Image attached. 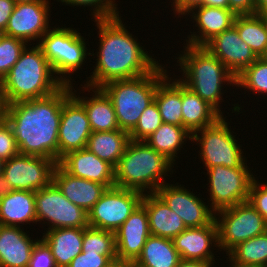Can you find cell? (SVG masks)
Here are the masks:
<instances>
[{
    "label": "cell",
    "instance_id": "1",
    "mask_svg": "<svg viewBox=\"0 0 267 267\" xmlns=\"http://www.w3.org/2000/svg\"><path fill=\"white\" fill-rule=\"evenodd\" d=\"M122 15L113 18L92 20L98 29L99 47L90 56L95 57V66L84 82L86 86L101 88L110 81L132 79L151 73L159 64L154 54L145 51L137 36L126 29ZM124 23V24H123ZM154 57V58H153ZM92 74V75H91Z\"/></svg>",
    "mask_w": 267,
    "mask_h": 267
},
{
    "label": "cell",
    "instance_id": "2",
    "mask_svg": "<svg viewBox=\"0 0 267 267\" xmlns=\"http://www.w3.org/2000/svg\"><path fill=\"white\" fill-rule=\"evenodd\" d=\"M71 85L38 99L6 105L4 119L11 126L19 154L44 157L58 164V132L63 102Z\"/></svg>",
    "mask_w": 267,
    "mask_h": 267
},
{
    "label": "cell",
    "instance_id": "3",
    "mask_svg": "<svg viewBox=\"0 0 267 267\" xmlns=\"http://www.w3.org/2000/svg\"><path fill=\"white\" fill-rule=\"evenodd\" d=\"M184 45V49L174 58L177 59L176 66H180L178 70L181 69L179 72L183 75L174 77H179L180 82L224 116L225 112L221 108L223 96L226 87H235L236 77L206 47Z\"/></svg>",
    "mask_w": 267,
    "mask_h": 267
},
{
    "label": "cell",
    "instance_id": "4",
    "mask_svg": "<svg viewBox=\"0 0 267 267\" xmlns=\"http://www.w3.org/2000/svg\"><path fill=\"white\" fill-rule=\"evenodd\" d=\"M34 44L36 43L24 49L18 61L0 82L6 105L46 97L63 86L42 49Z\"/></svg>",
    "mask_w": 267,
    "mask_h": 267
},
{
    "label": "cell",
    "instance_id": "5",
    "mask_svg": "<svg viewBox=\"0 0 267 267\" xmlns=\"http://www.w3.org/2000/svg\"><path fill=\"white\" fill-rule=\"evenodd\" d=\"M174 164L145 141L130 140L115 167V186L155 193L172 177ZM171 176H170V175Z\"/></svg>",
    "mask_w": 267,
    "mask_h": 267
},
{
    "label": "cell",
    "instance_id": "6",
    "mask_svg": "<svg viewBox=\"0 0 267 267\" xmlns=\"http://www.w3.org/2000/svg\"><path fill=\"white\" fill-rule=\"evenodd\" d=\"M167 67L161 63L146 75L110 81L101 87L113 104L120 130L130 133L135 128L142 112L154 101L157 85L169 72Z\"/></svg>",
    "mask_w": 267,
    "mask_h": 267
},
{
    "label": "cell",
    "instance_id": "7",
    "mask_svg": "<svg viewBox=\"0 0 267 267\" xmlns=\"http://www.w3.org/2000/svg\"><path fill=\"white\" fill-rule=\"evenodd\" d=\"M57 26L50 28L37 45L42 49L55 76L63 85H73L77 83L74 79L72 80L73 73H79L78 71L83 69L85 63H88L87 59H90L87 56L89 57L91 51L86 47L89 43L85 41L86 38L79 30L71 26L68 28Z\"/></svg>",
    "mask_w": 267,
    "mask_h": 267
},
{
    "label": "cell",
    "instance_id": "8",
    "mask_svg": "<svg viewBox=\"0 0 267 267\" xmlns=\"http://www.w3.org/2000/svg\"><path fill=\"white\" fill-rule=\"evenodd\" d=\"M226 117L228 116L225 114V117L221 116L213 125L192 134L191 142H196L195 146L199 145L197 156L205 169L214 166L235 168L247 159L244 149H241L242 145L239 144L242 141H239L238 137V140L236 139V133L231 130V125L227 122L229 119Z\"/></svg>",
    "mask_w": 267,
    "mask_h": 267
},
{
    "label": "cell",
    "instance_id": "9",
    "mask_svg": "<svg viewBox=\"0 0 267 267\" xmlns=\"http://www.w3.org/2000/svg\"><path fill=\"white\" fill-rule=\"evenodd\" d=\"M247 162L246 159L239 167L235 168L214 166L204 172L206 176L208 175V184L206 185L209 187L207 191H209L210 198L207 203L210 204L209 206L214 213L248 201L250 186L255 174Z\"/></svg>",
    "mask_w": 267,
    "mask_h": 267
},
{
    "label": "cell",
    "instance_id": "10",
    "mask_svg": "<svg viewBox=\"0 0 267 267\" xmlns=\"http://www.w3.org/2000/svg\"><path fill=\"white\" fill-rule=\"evenodd\" d=\"M219 251L226 255L238 244L267 231V222L248 202L215 213Z\"/></svg>",
    "mask_w": 267,
    "mask_h": 267
},
{
    "label": "cell",
    "instance_id": "11",
    "mask_svg": "<svg viewBox=\"0 0 267 267\" xmlns=\"http://www.w3.org/2000/svg\"><path fill=\"white\" fill-rule=\"evenodd\" d=\"M37 223L44 228H86L88 213L70 202L52 181L48 186L35 191ZM46 225H45V224Z\"/></svg>",
    "mask_w": 267,
    "mask_h": 267
},
{
    "label": "cell",
    "instance_id": "12",
    "mask_svg": "<svg viewBox=\"0 0 267 267\" xmlns=\"http://www.w3.org/2000/svg\"><path fill=\"white\" fill-rule=\"evenodd\" d=\"M56 165L51 159L18 154L4 161L0 189L38 191L53 181Z\"/></svg>",
    "mask_w": 267,
    "mask_h": 267
},
{
    "label": "cell",
    "instance_id": "13",
    "mask_svg": "<svg viewBox=\"0 0 267 267\" xmlns=\"http://www.w3.org/2000/svg\"><path fill=\"white\" fill-rule=\"evenodd\" d=\"M143 196L144 193L133 189L107 188L88 212L89 226L116 232L141 204Z\"/></svg>",
    "mask_w": 267,
    "mask_h": 267
},
{
    "label": "cell",
    "instance_id": "14",
    "mask_svg": "<svg viewBox=\"0 0 267 267\" xmlns=\"http://www.w3.org/2000/svg\"><path fill=\"white\" fill-rule=\"evenodd\" d=\"M50 1L37 0L16 3L2 34L20 39L29 45H32L33 41L38 44L42 36L52 28L50 5L54 3H50Z\"/></svg>",
    "mask_w": 267,
    "mask_h": 267
},
{
    "label": "cell",
    "instance_id": "15",
    "mask_svg": "<svg viewBox=\"0 0 267 267\" xmlns=\"http://www.w3.org/2000/svg\"><path fill=\"white\" fill-rule=\"evenodd\" d=\"M174 183H164L155 193L181 218L187 228L210 224L215 219V213L208 203L203 201L205 198L199 196L200 193H193V189L191 191L185 188V185H179V182Z\"/></svg>",
    "mask_w": 267,
    "mask_h": 267
},
{
    "label": "cell",
    "instance_id": "16",
    "mask_svg": "<svg viewBox=\"0 0 267 267\" xmlns=\"http://www.w3.org/2000/svg\"><path fill=\"white\" fill-rule=\"evenodd\" d=\"M91 133L84 107L70 95L62 105L58 132V163L68 152L86 148Z\"/></svg>",
    "mask_w": 267,
    "mask_h": 267
},
{
    "label": "cell",
    "instance_id": "17",
    "mask_svg": "<svg viewBox=\"0 0 267 267\" xmlns=\"http://www.w3.org/2000/svg\"><path fill=\"white\" fill-rule=\"evenodd\" d=\"M150 235L148 214L140 204L115 232L117 260L133 264Z\"/></svg>",
    "mask_w": 267,
    "mask_h": 267
},
{
    "label": "cell",
    "instance_id": "18",
    "mask_svg": "<svg viewBox=\"0 0 267 267\" xmlns=\"http://www.w3.org/2000/svg\"><path fill=\"white\" fill-rule=\"evenodd\" d=\"M204 47L221 60L235 77L258 59L250 46L242 41L234 25L215 36Z\"/></svg>",
    "mask_w": 267,
    "mask_h": 267
},
{
    "label": "cell",
    "instance_id": "19",
    "mask_svg": "<svg viewBox=\"0 0 267 267\" xmlns=\"http://www.w3.org/2000/svg\"><path fill=\"white\" fill-rule=\"evenodd\" d=\"M173 242L181 259L216 262L214 255L219 252L216 220L206 226L186 228ZM214 250L218 251L215 253Z\"/></svg>",
    "mask_w": 267,
    "mask_h": 267
},
{
    "label": "cell",
    "instance_id": "20",
    "mask_svg": "<svg viewBox=\"0 0 267 267\" xmlns=\"http://www.w3.org/2000/svg\"><path fill=\"white\" fill-rule=\"evenodd\" d=\"M58 164L70 175L101 183L107 188L115 186V168L87 148L68 152Z\"/></svg>",
    "mask_w": 267,
    "mask_h": 267
},
{
    "label": "cell",
    "instance_id": "21",
    "mask_svg": "<svg viewBox=\"0 0 267 267\" xmlns=\"http://www.w3.org/2000/svg\"><path fill=\"white\" fill-rule=\"evenodd\" d=\"M190 15V16H189ZM198 31H190L183 44L205 46L215 36L230 28L236 15L229 9L199 6L187 14ZM186 42V43H185Z\"/></svg>",
    "mask_w": 267,
    "mask_h": 267
},
{
    "label": "cell",
    "instance_id": "22",
    "mask_svg": "<svg viewBox=\"0 0 267 267\" xmlns=\"http://www.w3.org/2000/svg\"><path fill=\"white\" fill-rule=\"evenodd\" d=\"M73 86L75 87L77 85H71V95L84 107L92 132L120 129L113 104L101 88H94L80 84V89H77V87L74 88ZM84 91L90 92L91 95L89 96L91 97H85V95H83ZM81 93L83 96H80Z\"/></svg>",
    "mask_w": 267,
    "mask_h": 267
},
{
    "label": "cell",
    "instance_id": "23",
    "mask_svg": "<svg viewBox=\"0 0 267 267\" xmlns=\"http://www.w3.org/2000/svg\"><path fill=\"white\" fill-rule=\"evenodd\" d=\"M53 182L70 202L87 213L107 190L101 183L70 175L59 164L55 166Z\"/></svg>",
    "mask_w": 267,
    "mask_h": 267
},
{
    "label": "cell",
    "instance_id": "24",
    "mask_svg": "<svg viewBox=\"0 0 267 267\" xmlns=\"http://www.w3.org/2000/svg\"><path fill=\"white\" fill-rule=\"evenodd\" d=\"M24 230L23 227L0 225V267H28L40 238L33 239L29 230Z\"/></svg>",
    "mask_w": 267,
    "mask_h": 267
},
{
    "label": "cell",
    "instance_id": "25",
    "mask_svg": "<svg viewBox=\"0 0 267 267\" xmlns=\"http://www.w3.org/2000/svg\"><path fill=\"white\" fill-rule=\"evenodd\" d=\"M31 223L37 224L35 192L0 189V225L23 227Z\"/></svg>",
    "mask_w": 267,
    "mask_h": 267
},
{
    "label": "cell",
    "instance_id": "26",
    "mask_svg": "<svg viewBox=\"0 0 267 267\" xmlns=\"http://www.w3.org/2000/svg\"><path fill=\"white\" fill-rule=\"evenodd\" d=\"M141 204L148 214L151 235L174 239L187 228L156 193H145Z\"/></svg>",
    "mask_w": 267,
    "mask_h": 267
},
{
    "label": "cell",
    "instance_id": "27",
    "mask_svg": "<svg viewBox=\"0 0 267 267\" xmlns=\"http://www.w3.org/2000/svg\"><path fill=\"white\" fill-rule=\"evenodd\" d=\"M85 228L49 229L40 239L48 246L57 267H68L71 261L82 252Z\"/></svg>",
    "mask_w": 267,
    "mask_h": 267
},
{
    "label": "cell",
    "instance_id": "28",
    "mask_svg": "<svg viewBox=\"0 0 267 267\" xmlns=\"http://www.w3.org/2000/svg\"><path fill=\"white\" fill-rule=\"evenodd\" d=\"M183 127L191 134L213 125L221 115L199 95L182 83Z\"/></svg>",
    "mask_w": 267,
    "mask_h": 267
},
{
    "label": "cell",
    "instance_id": "29",
    "mask_svg": "<svg viewBox=\"0 0 267 267\" xmlns=\"http://www.w3.org/2000/svg\"><path fill=\"white\" fill-rule=\"evenodd\" d=\"M170 75H169V74ZM167 76L157 85L154 101L159 109L163 123L183 126L182 121V82ZM174 78V79H173Z\"/></svg>",
    "mask_w": 267,
    "mask_h": 267
},
{
    "label": "cell",
    "instance_id": "30",
    "mask_svg": "<svg viewBox=\"0 0 267 267\" xmlns=\"http://www.w3.org/2000/svg\"><path fill=\"white\" fill-rule=\"evenodd\" d=\"M188 140L192 141V134L183 126L162 123L145 142L178 167L175 161Z\"/></svg>",
    "mask_w": 267,
    "mask_h": 267
},
{
    "label": "cell",
    "instance_id": "31",
    "mask_svg": "<svg viewBox=\"0 0 267 267\" xmlns=\"http://www.w3.org/2000/svg\"><path fill=\"white\" fill-rule=\"evenodd\" d=\"M129 141V133L120 129L92 132L86 148L115 168Z\"/></svg>",
    "mask_w": 267,
    "mask_h": 267
},
{
    "label": "cell",
    "instance_id": "32",
    "mask_svg": "<svg viewBox=\"0 0 267 267\" xmlns=\"http://www.w3.org/2000/svg\"><path fill=\"white\" fill-rule=\"evenodd\" d=\"M181 257L173 239L150 235L133 267H176Z\"/></svg>",
    "mask_w": 267,
    "mask_h": 267
},
{
    "label": "cell",
    "instance_id": "33",
    "mask_svg": "<svg viewBox=\"0 0 267 267\" xmlns=\"http://www.w3.org/2000/svg\"><path fill=\"white\" fill-rule=\"evenodd\" d=\"M233 25L257 57L267 53V23L262 14L236 15Z\"/></svg>",
    "mask_w": 267,
    "mask_h": 267
},
{
    "label": "cell",
    "instance_id": "34",
    "mask_svg": "<svg viewBox=\"0 0 267 267\" xmlns=\"http://www.w3.org/2000/svg\"><path fill=\"white\" fill-rule=\"evenodd\" d=\"M228 255L240 264L267 267V231L238 244Z\"/></svg>",
    "mask_w": 267,
    "mask_h": 267
},
{
    "label": "cell",
    "instance_id": "35",
    "mask_svg": "<svg viewBox=\"0 0 267 267\" xmlns=\"http://www.w3.org/2000/svg\"><path fill=\"white\" fill-rule=\"evenodd\" d=\"M235 90L244 89V94L252 92L259 97L267 95V58L258 57L249 67L244 69L236 78ZM242 87V88H241ZM248 90V91H247ZM247 91V92H246ZM266 94V95H265Z\"/></svg>",
    "mask_w": 267,
    "mask_h": 267
},
{
    "label": "cell",
    "instance_id": "36",
    "mask_svg": "<svg viewBox=\"0 0 267 267\" xmlns=\"http://www.w3.org/2000/svg\"><path fill=\"white\" fill-rule=\"evenodd\" d=\"M82 252H93L110 256L115 262L118 261L116 256L115 232L90 226L86 227L83 232Z\"/></svg>",
    "mask_w": 267,
    "mask_h": 267
},
{
    "label": "cell",
    "instance_id": "37",
    "mask_svg": "<svg viewBox=\"0 0 267 267\" xmlns=\"http://www.w3.org/2000/svg\"><path fill=\"white\" fill-rule=\"evenodd\" d=\"M27 46L28 44L20 39L0 34V82Z\"/></svg>",
    "mask_w": 267,
    "mask_h": 267
},
{
    "label": "cell",
    "instance_id": "38",
    "mask_svg": "<svg viewBox=\"0 0 267 267\" xmlns=\"http://www.w3.org/2000/svg\"><path fill=\"white\" fill-rule=\"evenodd\" d=\"M163 123L156 102L153 101L142 112L135 128L129 133L132 141H145Z\"/></svg>",
    "mask_w": 267,
    "mask_h": 267
},
{
    "label": "cell",
    "instance_id": "39",
    "mask_svg": "<svg viewBox=\"0 0 267 267\" xmlns=\"http://www.w3.org/2000/svg\"><path fill=\"white\" fill-rule=\"evenodd\" d=\"M55 1L61 2V5H69L73 8L74 6L79 8L83 6L85 9L88 7L91 12V19L94 20L118 17L119 14L121 16L119 8L117 7V1L115 0H54V2Z\"/></svg>",
    "mask_w": 267,
    "mask_h": 267
},
{
    "label": "cell",
    "instance_id": "40",
    "mask_svg": "<svg viewBox=\"0 0 267 267\" xmlns=\"http://www.w3.org/2000/svg\"><path fill=\"white\" fill-rule=\"evenodd\" d=\"M18 154L19 150L12 128L4 119L0 121V158L6 161Z\"/></svg>",
    "mask_w": 267,
    "mask_h": 267
},
{
    "label": "cell",
    "instance_id": "41",
    "mask_svg": "<svg viewBox=\"0 0 267 267\" xmlns=\"http://www.w3.org/2000/svg\"><path fill=\"white\" fill-rule=\"evenodd\" d=\"M257 178L251 183L248 202L267 222V182L261 183Z\"/></svg>",
    "mask_w": 267,
    "mask_h": 267
},
{
    "label": "cell",
    "instance_id": "42",
    "mask_svg": "<svg viewBox=\"0 0 267 267\" xmlns=\"http://www.w3.org/2000/svg\"><path fill=\"white\" fill-rule=\"evenodd\" d=\"M115 261L110 256L93 252H81L68 267H109Z\"/></svg>",
    "mask_w": 267,
    "mask_h": 267
},
{
    "label": "cell",
    "instance_id": "43",
    "mask_svg": "<svg viewBox=\"0 0 267 267\" xmlns=\"http://www.w3.org/2000/svg\"><path fill=\"white\" fill-rule=\"evenodd\" d=\"M28 267H57L50 249L41 239L33 248Z\"/></svg>",
    "mask_w": 267,
    "mask_h": 267
},
{
    "label": "cell",
    "instance_id": "44",
    "mask_svg": "<svg viewBox=\"0 0 267 267\" xmlns=\"http://www.w3.org/2000/svg\"><path fill=\"white\" fill-rule=\"evenodd\" d=\"M170 2L171 7H173L171 11H173L175 17L178 15V18H184L185 15L187 16V14L190 13L196 7H210V0H170L169 3Z\"/></svg>",
    "mask_w": 267,
    "mask_h": 267
},
{
    "label": "cell",
    "instance_id": "45",
    "mask_svg": "<svg viewBox=\"0 0 267 267\" xmlns=\"http://www.w3.org/2000/svg\"><path fill=\"white\" fill-rule=\"evenodd\" d=\"M228 9L235 15L256 14L255 0H228Z\"/></svg>",
    "mask_w": 267,
    "mask_h": 267
},
{
    "label": "cell",
    "instance_id": "46",
    "mask_svg": "<svg viewBox=\"0 0 267 267\" xmlns=\"http://www.w3.org/2000/svg\"><path fill=\"white\" fill-rule=\"evenodd\" d=\"M15 5L16 3L13 0H0V34L5 31Z\"/></svg>",
    "mask_w": 267,
    "mask_h": 267
},
{
    "label": "cell",
    "instance_id": "47",
    "mask_svg": "<svg viewBox=\"0 0 267 267\" xmlns=\"http://www.w3.org/2000/svg\"><path fill=\"white\" fill-rule=\"evenodd\" d=\"M216 262H204L199 260H184L181 259L176 267H216Z\"/></svg>",
    "mask_w": 267,
    "mask_h": 267
},
{
    "label": "cell",
    "instance_id": "48",
    "mask_svg": "<svg viewBox=\"0 0 267 267\" xmlns=\"http://www.w3.org/2000/svg\"><path fill=\"white\" fill-rule=\"evenodd\" d=\"M228 257H225L228 263L227 266L228 267H266V266H261V265H253V264H240L235 262L228 254L226 255ZM230 265V266H229Z\"/></svg>",
    "mask_w": 267,
    "mask_h": 267
},
{
    "label": "cell",
    "instance_id": "49",
    "mask_svg": "<svg viewBox=\"0 0 267 267\" xmlns=\"http://www.w3.org/2000/svg\"><path fill=\"white\" fill-rule=\"evenodd\" d=\"M256 14H267V0H255Z\"/></svg>",
    "mask_w": 267,
    "mask_h": 267
},
{
    "label": "cell",
    "instance_id": "50",
    "mask_svg": "<svg viewBox=\"0 0 267 267\" xmlns=\"http://www.w3.org/2000/svg\"><path fill=\"white\" fill-rule=\"evenodd\" d=\"M210 7L228 9V0H210Z\"/></svg>",
    "mask_w": 267,
    "mask_h": 267
},
{
    "label": "cell",
    "instance_id": "51",
    "mask_svg": "<svg viewBox=\"0 0 267 267\" xmlns=\"http://www.w3.org/2000/svg\"><path fill=\"white\" fill-rule=\"evenodd\" d=\"M5 110H6V103L0 86V121L4 120Z\"/></svg>",
    "mask_w": 267,
    "mask_h": 267
},
{
    "label": "cell",
    "instance_id": "52",
    "mask_svg": "<svg viewBox=\"0 0 267 267\" xmlns=\"http://www.w3.org/2000/svg\"><path fill=\"white\" fill-rule=\"evenodd\" d=\"M109 267H133V266L132 264L127 263V262L116 261L113 264H111Z\"/></svg>",
    "mask_w": 267,
    "mask_h": 267
},
{
    "label": "cell",
    "instance_id": "53",
    "mask_svg": "<svg viewBox=\"0 0 267 267\" xmlns=\"http://www.w3.org/2000/svg\"><path fill=\"white\" fill-rule=\"evenodd\" d=\"M3 164H4V161L0 158V180H1V177H2Z\"/></svg>",
    "mask_w": 267,
    "mask_h": 267
},
{
    "label": "cell",
    "instance_id": "54",
    "mask_svg": "<svg viewBox=\"0 0 267 267\" xmlns=\"http://www.w3.org/2000/svg\"><path fill=\"white\" fill-rule=\"evenodd\" d=\"M15 3H24V2H32L37 0H13Z\"/></svg>",
    "mask_w": 267,
    "mask_h": 267
},
{
    "label": "cell",
    "instance_id": "55",
    "mask_svg": "<svg viewBox=\"0 0 267 267\" xmlns=\"http://www.w3.org/2000/svg\"><path fill=\"white\" fill-rule=\"evenodd\" d=\"M262 15L264 16V19H265V21L267 23V14H262Z\"/></svg>",
    "mask_w": 267,
    "mask_h": 267
}]
</instances>
